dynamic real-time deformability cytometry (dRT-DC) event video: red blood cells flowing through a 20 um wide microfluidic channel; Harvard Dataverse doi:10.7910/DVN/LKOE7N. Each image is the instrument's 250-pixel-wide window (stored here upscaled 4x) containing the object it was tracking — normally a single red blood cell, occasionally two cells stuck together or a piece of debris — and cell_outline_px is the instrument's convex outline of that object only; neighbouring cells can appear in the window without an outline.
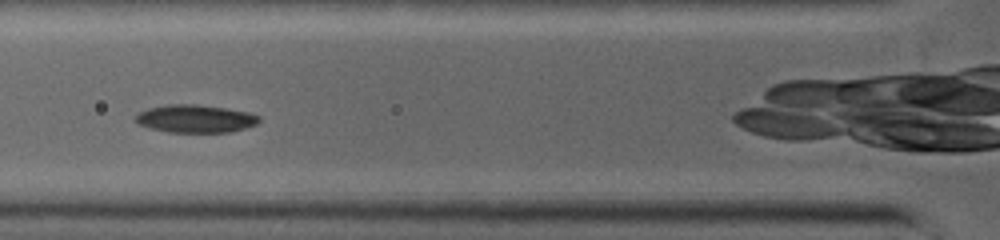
{"species": "common noctule bat (a hibernating species)", "species_latin": "Nyctalus noctula", "temperature_condition": "warm", "stored_images_in_passage": 26, "camera_frame_rate_fps": 5000, "um_per_image_px": 0.085, "animal": {"sex": "female", "body_mass_g": 19.0, "forearm_length_mm": 53.3}, "frame": {"image": 1, "passage_image": 6, "time_ms": 1.8, "image_size_px": [1000, 240], "cell_outline_px": [[260, 120], [256, 124], [232, 132], [168, 132], [152, 128], [140, 124], [136, 120], [136, 116], [140, 112], [148, 108], [168, 104], [196, 104], [224, 108], [248, 112], [260, 116]], "centroid_in_image_um": [16.63, 10.08], "position_along_channel_um": 109.2, "area_um2": 19.83}}
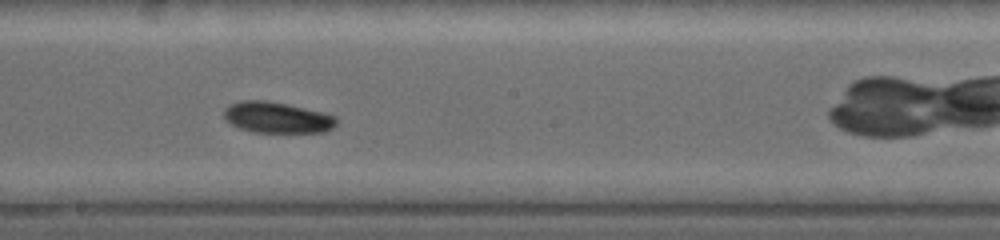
{"frame": {"image": 2, "passage_image": 14, "time_ms": 4.2, "image_size_px": [1000, 240], "cell_outline_px": [[336, 124], [332, 128], [324, 132], [252, 132], [240, 128], [224, 120], [224, 108], [228, 104], [240, 100], [264, 100], [324, 112], [336, 116]], "centroid_in_image_um": [23.51, 9.98], "position_along_channel_um": 224.7, "area_um2": 20.35}}
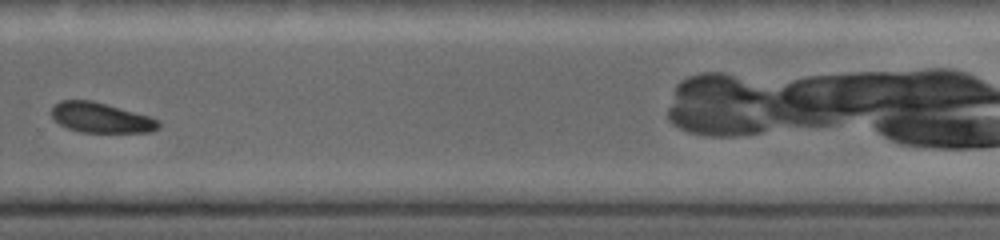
{"frame": {"image": 3, "passage_image": 20, "time_ms": 6.2, "image_size_px": [1000, 240], "cell_outline_px": [[160, 128], [152, 132], [80, 132], [68, 128], [60, 124], [52, 116], [52, 108], [60, 100], [92, 100], [152, 116], [160, 120]], "centroid_in_image_um": [8.65, 10.0], "position_along_channel_um": 321.2, "area_um2": 18.9}}